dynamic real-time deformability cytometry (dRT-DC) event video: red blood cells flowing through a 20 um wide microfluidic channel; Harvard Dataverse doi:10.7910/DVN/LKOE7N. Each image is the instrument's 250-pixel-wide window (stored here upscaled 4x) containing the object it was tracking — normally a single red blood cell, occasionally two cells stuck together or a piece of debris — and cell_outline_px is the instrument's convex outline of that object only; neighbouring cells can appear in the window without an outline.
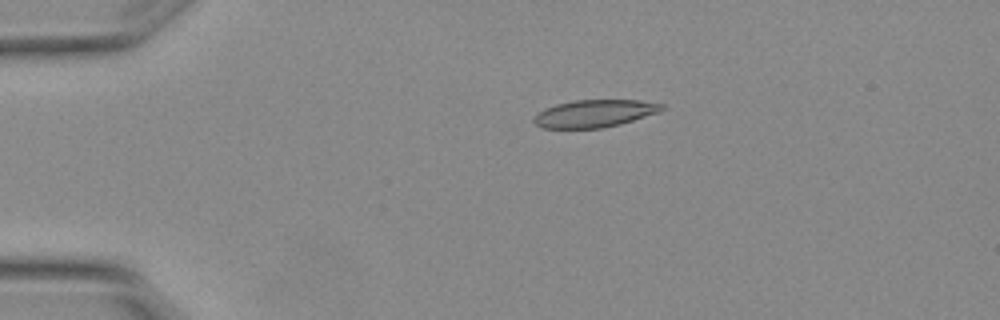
{"species": "Egyptian fruit bat (a non-hibernating species)", "species_latin": "Rousettus aegyptiacus", "temperature_condition": "warm", "stored_images_in_passage": 5, "camera_frame_rate_fps": 3000, "um_per_image_px": 0.085, "animal": {"sex": "female"}, "frame": {"image": 1, "passage_image": 3, "time_ms": 0.667, "image_size_px": [1000, 320], "cell_outline_px": [[664, 108], [660, 112], [620, 124], [600, 128], [540, 128], [532, 120], [544, 108], [556, 104], [572, 100], [640, 100], [664, 104]], "centroid_in_image_um": [50.55, 9.64], "position_along_channel_um": 34.5, "area_um2": 20.46}}
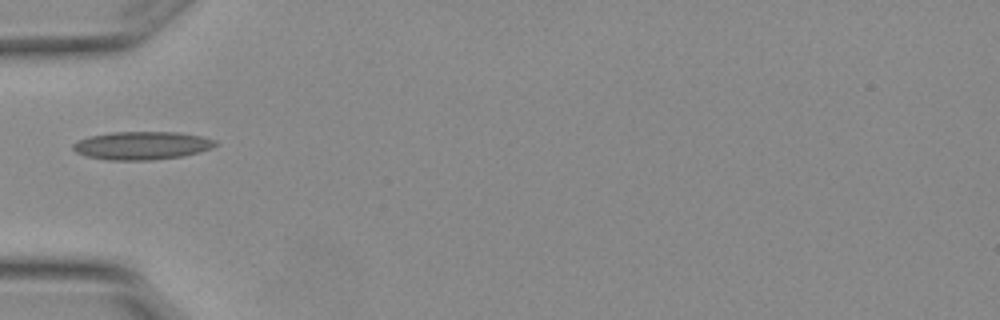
{"frame": {"image": 2, "passage_image": 5, "time_ms": 1.333, "image_size_px": [1000, 320], "cell_outline_px": [[216, 144], [212, 148], [200, 152], [180, 156], [152, 160], [108, 160], [88, 156], [76, 152], [72, 148], [72, 144], [80, 140], [92, 136], [112, 132], [180, 132], [200, 136], [216, 140]], "centroid_in_image_um": [12.08, 12.37], "position_along_channel_um": 72.9, "area_um2": 23.12}}